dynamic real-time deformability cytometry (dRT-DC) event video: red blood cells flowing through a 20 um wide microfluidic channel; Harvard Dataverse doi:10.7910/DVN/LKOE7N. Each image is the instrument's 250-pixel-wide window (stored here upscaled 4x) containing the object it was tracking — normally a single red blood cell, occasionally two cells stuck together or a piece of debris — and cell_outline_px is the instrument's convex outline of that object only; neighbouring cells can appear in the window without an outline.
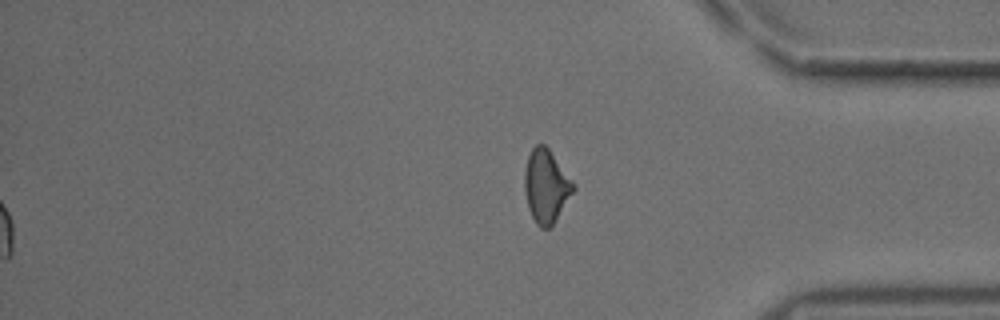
{"species": "common noctule bat (a hibernating species)", "species_latin": "Nyctalus noctula", "temperature_condition": "cold", "stored_images_in_passage": 49, "segment_of_instrument_passage": [2, 2], "camera_frame_rate_fps": 3000, "um_per_image_px": 0.085, "animal": {"sex": "male", "body_mass_g": 18.8}, "frame": {"image": 1, "passage_image": 49, "time_ms": 16.0, "image_size_px": [1000, 320], "cell_outline_px": [[576, 188], [556, 220], [548, 228], [540, 228], [536, 224], [528, 208], [524, 192], [524, 172], [528, 156], [532, 148], [536, 144], [544, 144], [548, 148], [576, 184]], "centroid_in_image_um": [46.42, 15.82], "position_along_channel_um": 388.8, "area_um2": 20.92}}